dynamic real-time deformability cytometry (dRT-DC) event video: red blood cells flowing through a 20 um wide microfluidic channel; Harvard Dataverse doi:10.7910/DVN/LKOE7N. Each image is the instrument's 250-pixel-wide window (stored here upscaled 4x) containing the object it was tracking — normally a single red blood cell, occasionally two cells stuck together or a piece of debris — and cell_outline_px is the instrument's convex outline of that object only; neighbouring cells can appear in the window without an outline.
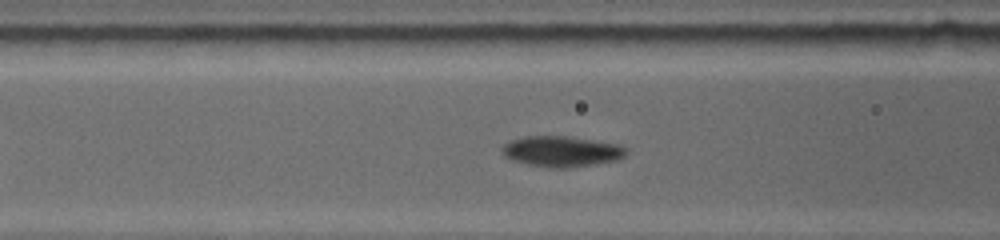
{"species": "common noctule bat (a hibernating species)", "species_latin": "Nyctalus noctula", "temperature_condition": "warm", "stored_images_in_passage": 29, "camera_frame_rate_fps": 5000, "um_per_image_px": 0.085, "animal": {"sex": "female", "body_mass_g": 19.0, "forearm_length_mm": 53.3}, "frame": {"image": 1, "passage_image": 4, "time_ms": 1.4, "image_size_px": [1000, 240], "cell_outline_px": [[628, 152], [624, 156], [616, 160], [596, 164], [568, 168], [548, 168], [508, 160], [504, 156], [504, 144], [508, 140], [524, 136], [568, 136], [620, 144], [628, 148]], "centroid_in_image_um": [47.74, 12.87], "position_along_channel_um": 118.9, "area_um2": 22.48}}
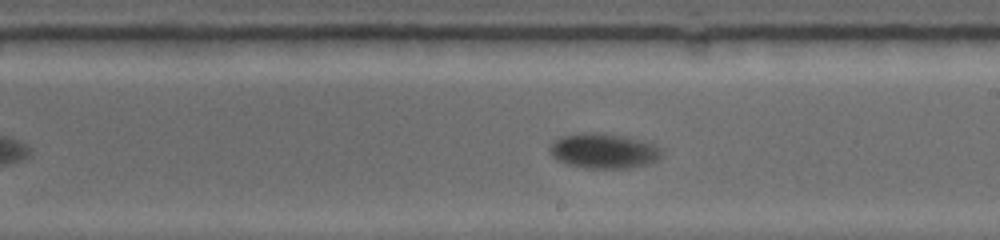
{"frame": {"image": 2, "passage_image": 12, "time_ms": 4.6, "image_size_px": [1000, 240], "cell_outline_px": [[660, 156], [656, 160], [648, 164], [628, 168], [584, 168], [568, 164], [556, 160], [548, 152], [548, 148], [556, 140], [564, 136], [584, 132], [588, 132], [624, 136], [640, 140], [652, 144], [660, 148]], "centroid_in_image_um": [51.27, 12.84], "position_along_channel_um": 237.7, "area_um2": 22.54}}
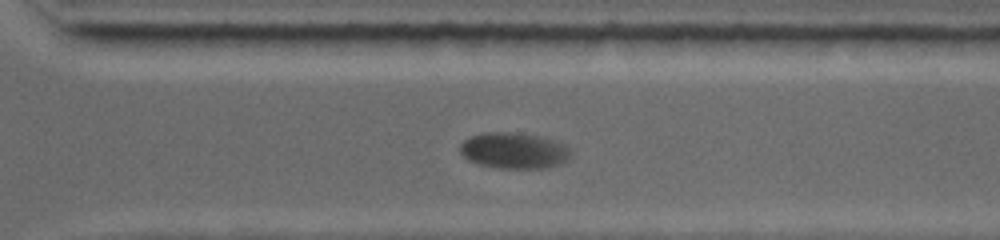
{"frame": {"image": 3, "passage_image": 20, "time_ms": 7.0, "image_size_px": [1000, 240], "cell_outline_px": [[568, 156], [560, 164], [544, 168], [500, 168], [476, 164], [468, 160], [460, 152], [460, 144], [464, 140], [472, 136], [488, 132], [512, 132], [536, 136], [552, 140], [564, 144], [568, 148]], "centroid_in_image_um": [43.62, 12.81], "position_along_channel_um": 327.0, "area_um2": 22.83}}